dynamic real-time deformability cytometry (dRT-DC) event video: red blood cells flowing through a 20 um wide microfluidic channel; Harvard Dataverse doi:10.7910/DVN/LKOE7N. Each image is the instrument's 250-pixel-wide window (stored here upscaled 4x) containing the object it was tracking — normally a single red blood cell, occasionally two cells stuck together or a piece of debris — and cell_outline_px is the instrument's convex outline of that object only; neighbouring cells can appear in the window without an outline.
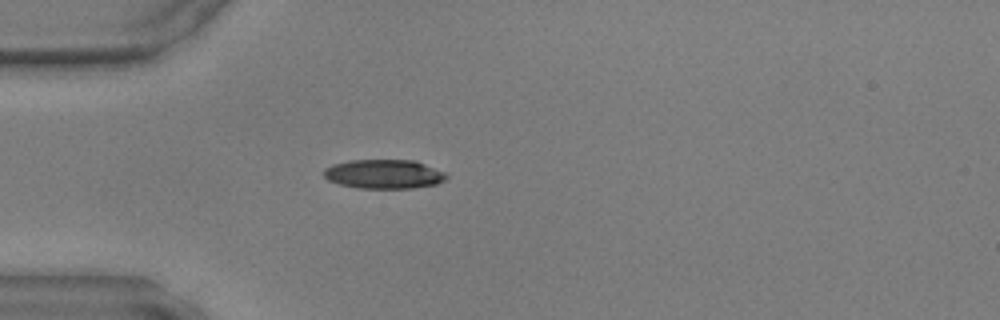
{"species": "common noctule bat (a hibernating species)", "species_latin": "Nyctalus noctula", "temperature_condition": "warm", "stored_images_in_passage": 35, "camera_frame_rate_fps": 3000, "um_per_image_px": 0.085, "animal": {"sex": "male", "body_mass_g": 17.9, "forearm_length_mm": 54.2}, "frame": {"image": 1, "passage_image": 1, "time_ms": 0.0, "image_size_px": [1000, 320], "cell_outline_px": [[448, 176], [444, 180], [436, 184], [412, 188], [356, 188], [340, 184], [328, 180], [324, 176], [324, 168], [332, 164], [348, 160], [416, 160], [444, 172]], "centroid_in_image_um": [32.61, 14.79], "position_along_channel_um": 52.4, "area_um2": 20.87}}
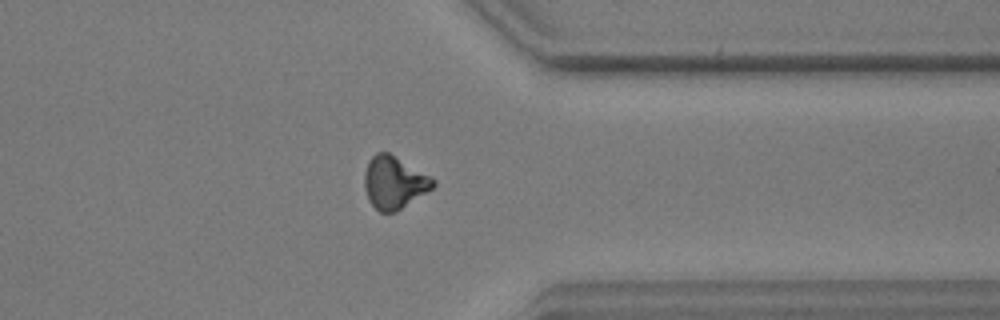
{"frame": {"image": 2, "passage_image": 25, "time_ms": 8.0, "image_size_px": [1000, 320], "cell_outline_px": [[436, 184], [432, 188], [396, 212], [380, 212], [368, 200], [364, 188], [364, 172], [368, 160], [376, 152], [388, 152], [432, 176], [436, 180]], "centroid_in_image_um": [33.49, 15.5], "position_along_channel_um": 377.9, "area_um2": 21.1}}
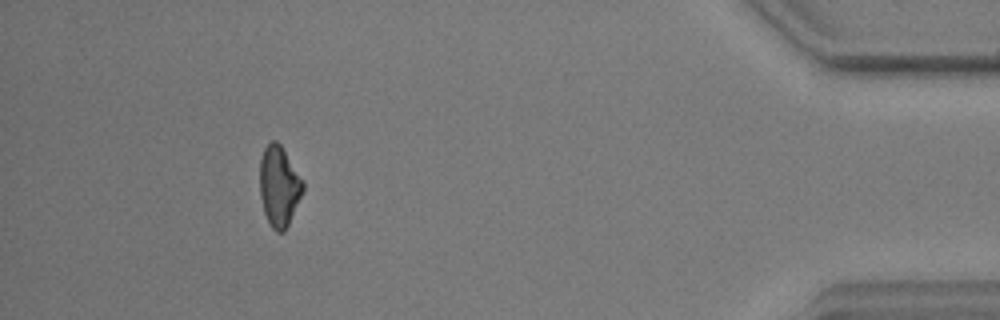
{"frame": {"image": 3, "passage_image": 31, "time_ms": 10.0, "image_size_px": [1000, 320], "cell_outline_px": [[304, 188], [288, 224], [284, 232], [276, 232], [272, 228], [264, 212], [260, 196], [260, 160], [264, 148], [272, 140], [276, 140], [280, 144], [304, 180]], "centroid_in_image_um": [23.72, 15.81], "position_along_channel_um": 411.5, "area_um2": 20.06}}